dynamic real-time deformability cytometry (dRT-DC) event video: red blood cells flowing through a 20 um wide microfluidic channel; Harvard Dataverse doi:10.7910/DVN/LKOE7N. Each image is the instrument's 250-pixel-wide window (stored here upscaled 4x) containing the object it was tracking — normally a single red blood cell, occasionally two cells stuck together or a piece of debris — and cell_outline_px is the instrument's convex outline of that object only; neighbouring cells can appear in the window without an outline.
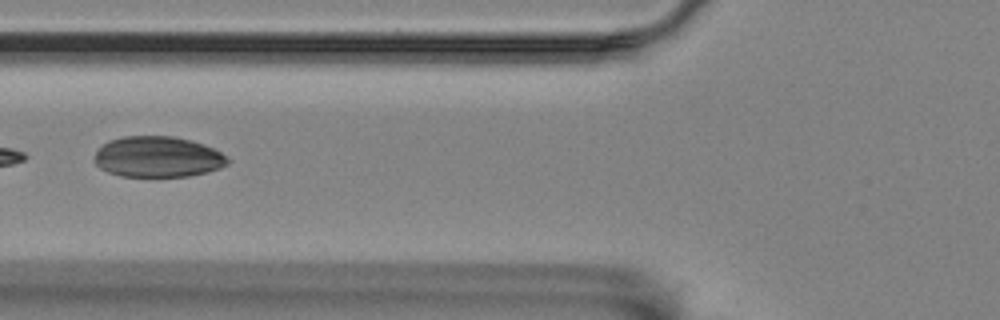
{"species": "Egyptian fruit bat (a non-hibernating species)", "species_latin": "Rousettus aegyptiacus", "temperature_condition": "room temperature", "stored_images_in_passage": 6, "camera_frame_rate_fps": 3000, "um_per_image_px": 0.085, "animal": {"sex": "female"}, "frame": {"image": 1, "passage_image": 6, "time_ms": 6.0, "image_size_px": [1000, 320], "cell_outline_px": [[232, 160], [228, 164], [220, 168], [188, 176], [120, 176], [108, 172], [100, 168], [92, 160], [96, 152], [108, 140], [124, 136], [176, 136], [192, 140], [204, 144], [220, 152]], "centroid_in_image_um": [13.41, 13.32], "position_along_channel_um": 112.4, "area_um2": 31.79}}